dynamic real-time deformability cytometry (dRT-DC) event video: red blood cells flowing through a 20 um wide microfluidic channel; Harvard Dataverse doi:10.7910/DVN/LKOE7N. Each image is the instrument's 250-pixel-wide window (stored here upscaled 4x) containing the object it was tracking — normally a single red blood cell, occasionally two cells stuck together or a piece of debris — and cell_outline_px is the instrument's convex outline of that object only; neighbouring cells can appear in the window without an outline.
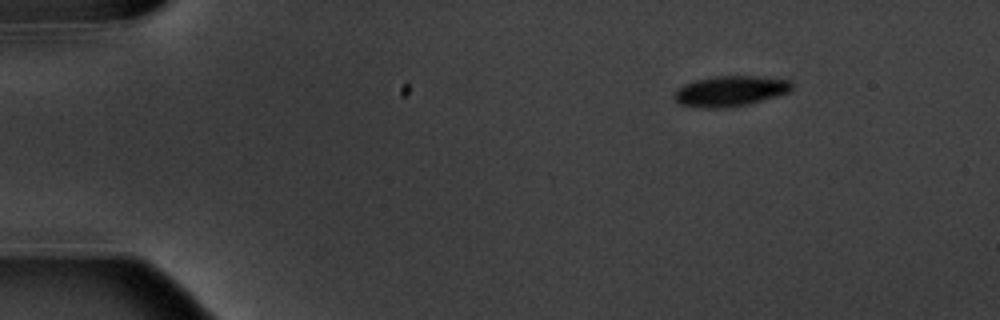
{"species": "common noctule bat (a hibernating species)", "species_latin": "Nyctalus noctula", "temperature_condition": "warm", "stored_images_in_passage": 3, "camera_frame_rate_fps": 3000, "um_per_image_px": 0.085, "animal": {"sex": "male", "body_mass_g": 20.1, "forearm_length_mm": 53.5}, "frame": {"image": 1, "passage_image": 3, "time_ms": 2.333, "image_size_px": [1000, 320], "cell_outline_px": [[792, 88], [788, 92], [776, 96], [748, 104], [728, 108], [704, 108], [680, 104], [672, 96], [684, 84], [696, 80], [716, 76], [756, 76], [788, 80], [792, 84]], "centroid_in_image_um": [62.06, 7.75], "position_along_channel_um": 22.9, "area_um2": 20.63}}